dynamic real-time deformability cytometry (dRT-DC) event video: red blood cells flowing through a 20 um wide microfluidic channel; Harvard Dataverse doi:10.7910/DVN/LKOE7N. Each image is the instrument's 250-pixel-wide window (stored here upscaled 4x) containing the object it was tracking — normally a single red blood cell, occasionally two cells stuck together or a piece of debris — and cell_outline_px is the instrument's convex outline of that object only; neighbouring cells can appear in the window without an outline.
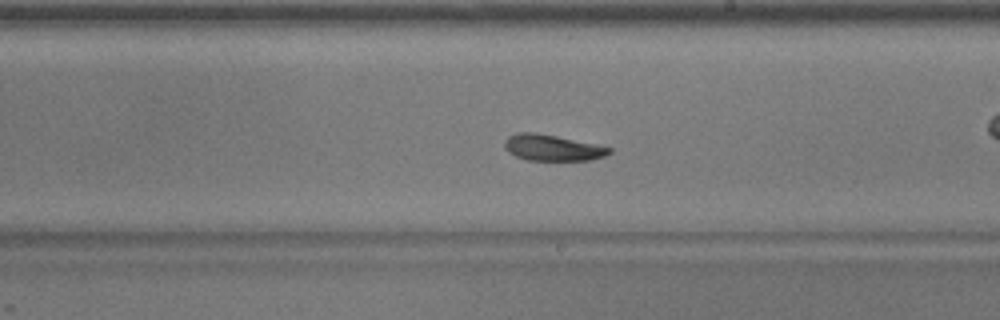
{"species": "common noctule bat (a hibernating species)", "species_latin": "Nyctalus noctula", "temperature_condition": "warm", "stored_images_in_passage": 53, "camera_frame_rate_fps": 3000, "um_per_image_px": 0.085, "animal": {"sex": "male", "body_mass_g": 17.9}, "frame": {"image": 1, "passage_image": 31, "time_ms": 10.0, "image_size_px": [1000, 320], "cell_outline_px": [[612, 152], [604, 156], [588, 160], [528, 160], [516, 156], [508, 152], [504, 148], [504, 140], [508, 136], [516, 132], [536, 132], [596, 144], [612, 148]], "centroid_in_image_um": [46.92, 12.55], "position_along_channel_um": 242.1, "area_um2": 15.95}}